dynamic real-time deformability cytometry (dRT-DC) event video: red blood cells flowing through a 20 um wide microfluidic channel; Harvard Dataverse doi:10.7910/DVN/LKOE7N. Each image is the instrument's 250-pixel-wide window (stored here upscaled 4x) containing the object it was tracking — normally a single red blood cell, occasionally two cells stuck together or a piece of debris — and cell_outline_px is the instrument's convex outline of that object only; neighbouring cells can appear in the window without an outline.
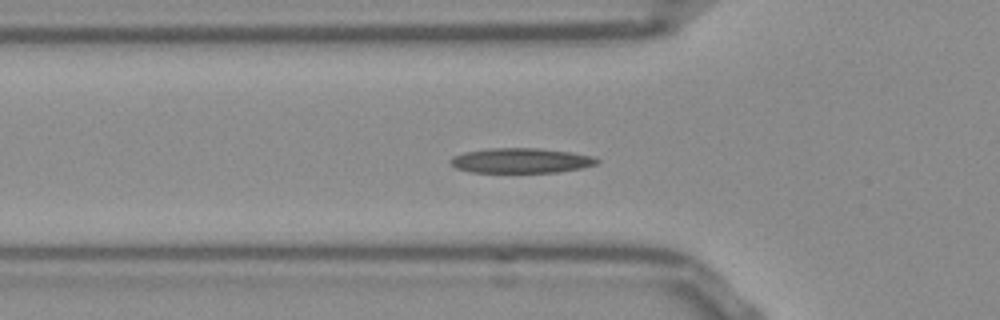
{"species": "Egyptian fruit bat (a non-hibernating species)", "species_latin": "Rousettus aegyptiacus", "temperature_condition": "room temperature", "stored_images_in_passage": 46, "camera_frame_rate_fps": 3000, "um_per_image_px": 0.085, "frame": {"image": 1, "passage_image": 17, "time_ms": 5.333, "image_size_px": [1000, 320], "cell_outline_px": [[600, 160], [596, 164], [580, 168], [556, 172], [472, 172], [456, 168], [448, 164], [448, 160], [452, 156], [464, 152], [488, 148], [540, 148], [572, 152], [592, 156]], "centroid_in_image_um": [44.22, 13.64], "position_along_channel_um": 81.6, "area_um2": 21.39}}
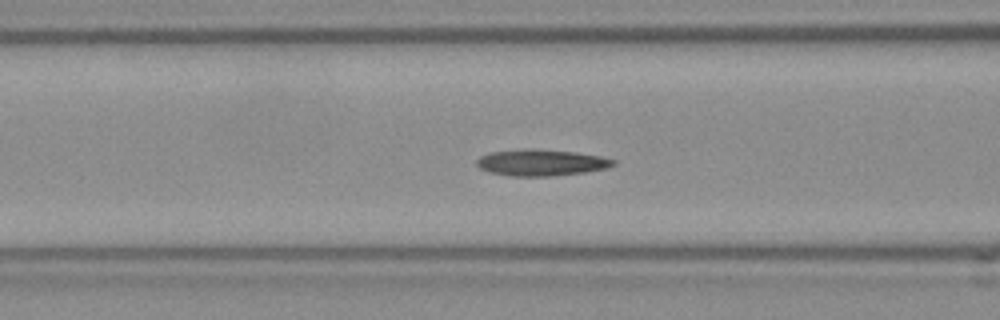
{"frame": {"image": 2, "passage_image": 20, "time_ms": 6.333, "image_size_px": [1000, 320], "cell_outline_px": [[616, 164], [608, 168], [584, 172], [552, 176], [512, 176], [488, 172], [480, 168], [476, 164], [476, 160], [480, 156], [492, 152], [532, 148], [576, 152], [600, 156], [616, 160]], "centroid_in_image_um": [46.01, 13.82], "position_along_channel_um": 120.6, "area_um2": 21.04}}
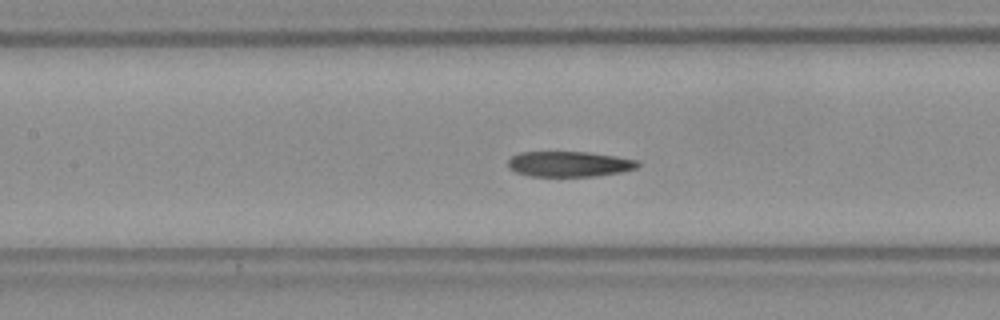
{"frame": {"image": 3, "passage_image": 23, "time_ms": 7.333, "image_size_px": [1000, 320], "cell_outline_px": [[640, 164], [636, 168], [620, 172], [596, 176], [532, 176], [516, 172], [508, 168], [508, 160], [512, 156], [520, 152], [588, 152], [616, 156], [636, 160]], "centroid_in_image_um": [48.36, 13.94], "position_along_channel_um": 159.0, "area_um2": 19.13}, "authors_computed_cell_mechanics": {"area_um2": 20.0855, "velocity_mm_per_s": 3.8242, "shape_relaxation_time_tau1_ms": 10.4703, "shape_relaxation_time_tau2_ms": 4.9372, "deformation_change_tau1": 0.2337, "deformation_change_tau2": 0.1146}}